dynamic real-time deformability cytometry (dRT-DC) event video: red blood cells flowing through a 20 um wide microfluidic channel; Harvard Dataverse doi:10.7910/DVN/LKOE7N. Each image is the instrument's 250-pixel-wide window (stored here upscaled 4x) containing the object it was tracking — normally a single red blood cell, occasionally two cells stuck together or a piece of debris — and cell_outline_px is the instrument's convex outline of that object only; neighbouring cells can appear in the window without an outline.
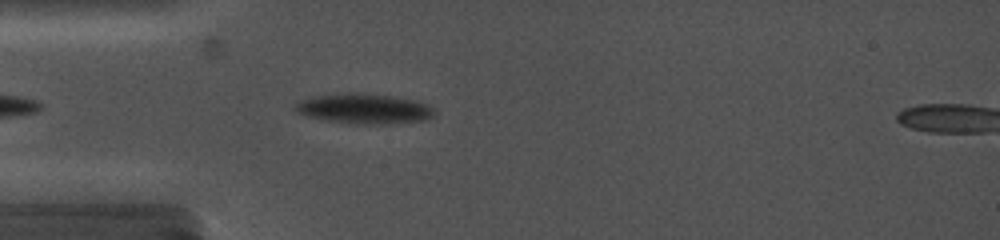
{"species": "common noctule bat (a hibernating species)", "species_latin": "Nyctalus noctula", "temperature_condition": "cold", "stored_images_in_passage": 27, "camera_frame_rate_fps": 5000, "um_per_image_px": 0.085, "animal": {"sex": "female", "body_mass_g": 19.0, "forearm_length_mm": 56.7}, "frame": {"image": 1, "passage_image": 4, "time_ms": 1.2, "image_size_px": [1000, 240], "cell_outline_px": [[436, 112], [428, 120], [392, 124], [356, 124], [324, 120], [308, 116], [296, 112], [292, 108], [296, 100], [312, 96], [348, 92], [364, 92], [392, 96], [412, 100], [428, 104], [436, 108]], "centroid_in_image_um": [30.93, 9.23], "position_along_channel_um": 54.1, "area_um2": 25.09}}
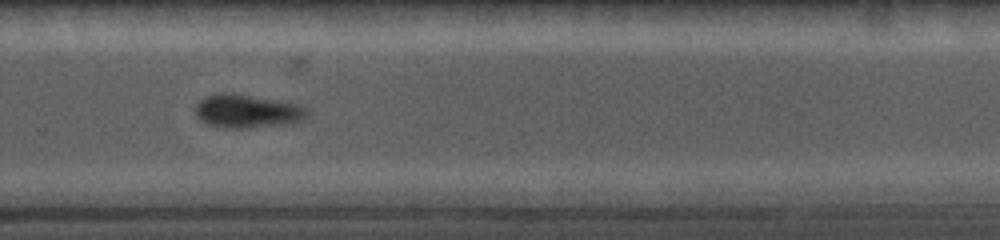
{"frame": {"image": 2, "passage_image": 18, "time_ms": 8.2, "image_size_px": [1000, 240], "cell_outline_px": [[308, 116], [304, 120], [288, 124], [248, 128], [220, 128], [208, 124], [200, 120], [196, 116], [196, 104], [204, 96], [224, 92], [232, 92], [300, 104], [308, 108]], "centroid_in_image_um": [21.03, 9.45], "position_along_channel_um": 308.8, "area_um2": 22.25}}
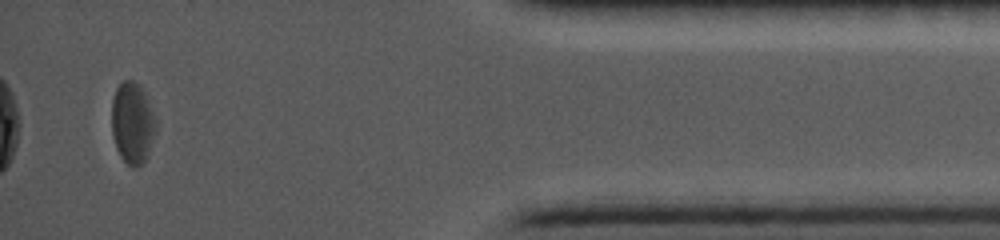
{"frame": {"image": 3, "passage_image": 27, "time_ms": 12.2, "image_size_px": [1000, 240], "cell_outline_px": [[156, 128], [148, 152], [144, 160], [136, 168], [132, 168], [120, 156], [116, 148], [112, 136], [112, 100], [116, 88], [124, 80], [132, 80], [140, 84], [144, 88], [156, 120]], "centroid_in_image_um": [11.25, 10.41], "position_along_channel_um": 423.9, "area_um2": 21.04}}